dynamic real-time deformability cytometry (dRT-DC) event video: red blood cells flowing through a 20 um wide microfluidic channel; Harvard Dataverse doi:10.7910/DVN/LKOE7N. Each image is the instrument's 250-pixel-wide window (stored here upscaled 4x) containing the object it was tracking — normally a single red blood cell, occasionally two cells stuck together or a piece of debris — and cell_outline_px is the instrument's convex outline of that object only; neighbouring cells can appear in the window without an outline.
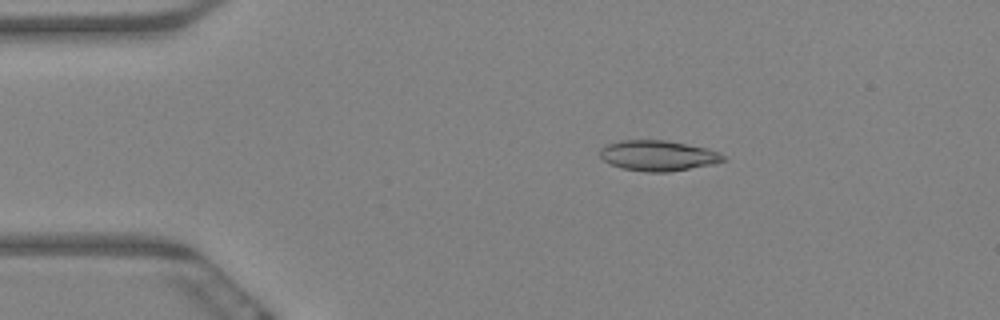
{"species": "Egyptian fruit bat (a non-hibernating species)", "species_latin": "Rousettus aegyptiacus", "temperature_condition": "warm", "stored_images_in_passage": 60, "camera_frame_rate_fps": 3000, "um_per_image_px": 0.085, "animal": {"sex": "female"}, "frame": {"image": 1, "passage_image": 11, "time_ms": 3.333, "image_size_px": [1000, 320], "cell_outline_px": [[728, 160], [712, 164], [668, 172], [644, 172], [624, 168], [612, 164], [604, 160], [600, 156], [600, 148], [604, 144], [620, 140], [668, 140], [708, 148], [720, 152]], "centroid_in_image_um": [55.95, 13.21], "position_along_channel_um": 29.1, "area_um2": 22.02}}
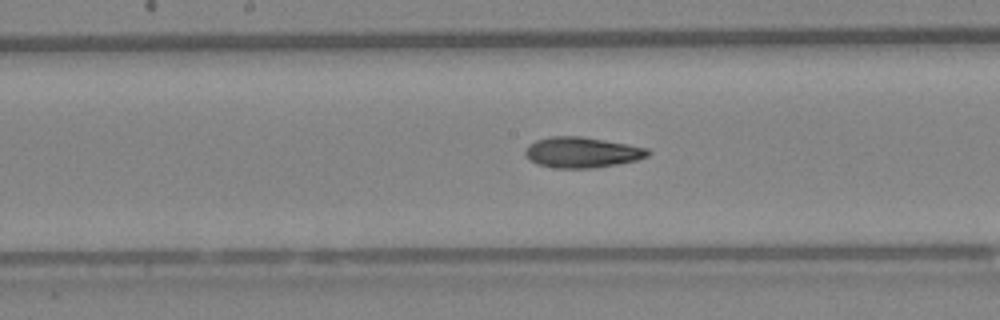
{"frame": {"image": 2, "passage_image": 31, "time_ms": 10.0, "image_size_px": [1000, 320], "cell_outline_px": [[652, 152], [648, 156], [636, 160], [616, 164], [592, 168], [556, 168], [536, 164], [524, 152], [524, 148], [528, 144], [536, 140], [548, 136], [580, 136], [628, 144], [648, 148]], "centroid_in_image_um": [49.46, 12.94], "position_along_channel_um": 198.7, "area_um2": 21.91}}
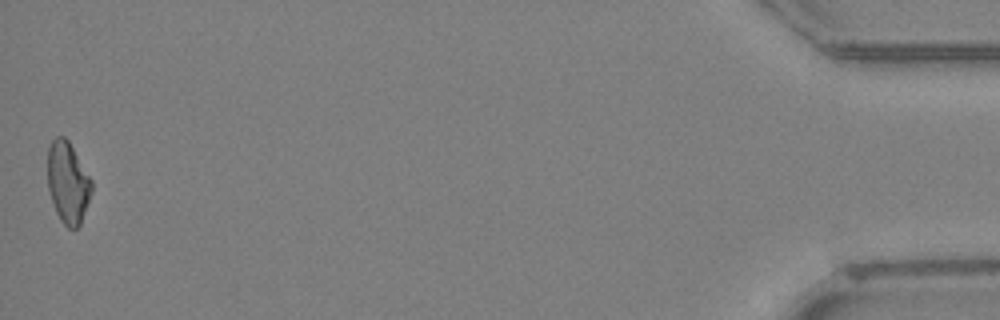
{"frame": {"image": 3, "passage_image": 60, "time_ms": 19.667, "image_size_px": [1000, 320], "cell_outline_px": [[92, 192], [80, 224], [76, 228], [68, 228], [60, 220], [56, 212], [48, 188], [48, 144], [56, 136], [64, 136], [68, 140], [92, 180]], "centroid_in_image_um": [5.76, 15.5], "position_along_channel_um": 429.4, "area_um2": 20.81}, "authors_computed_cell_mechanics": {"area_um2": 21.5883, "velocity_mm_per_s": 3.387, "shape_relaxation_time_tau1_ms": null, "shape_relaxation_time_tau2_ms": 7.9306, "deformation_change_tau1": null, "deformation_change_tau2": 0.1583}}